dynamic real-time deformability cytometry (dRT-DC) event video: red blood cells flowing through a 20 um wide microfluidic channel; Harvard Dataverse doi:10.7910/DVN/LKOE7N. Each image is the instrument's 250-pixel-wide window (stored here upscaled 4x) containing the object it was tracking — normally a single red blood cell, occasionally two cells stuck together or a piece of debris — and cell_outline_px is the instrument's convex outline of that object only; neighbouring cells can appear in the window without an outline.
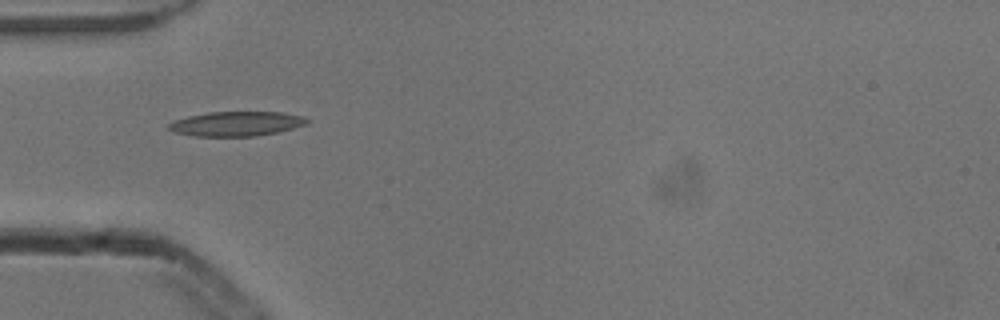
{"species": "common noctule bat (a hibernating species)", "species_latin": "Nyctalus noctula", "temperature_condition": "cold", "stored_images_in_passage": 7, "camera_frame_rate_fps": 3000, "um_per_image_px": 0.085, "animal": {"sex": "male", "body_mass_g": 13.3}, "frame": {"image": 1, "passage_image": 5, "time_ms": 1.333, "image_size_px": [1000, 320], "cell_outline_px": [[308, 124], [276, 132], [256, 136], [192, 136], [176, 132], [168, 128], [168, 124], [172, 120], [188, 116], [208, 112], [280, 112], [304, 116], [308, 120]], "centroid_in_image_um": [20.07, 10.51], "position_along_channel_um": 64.9, "area_um2": 19.77}}
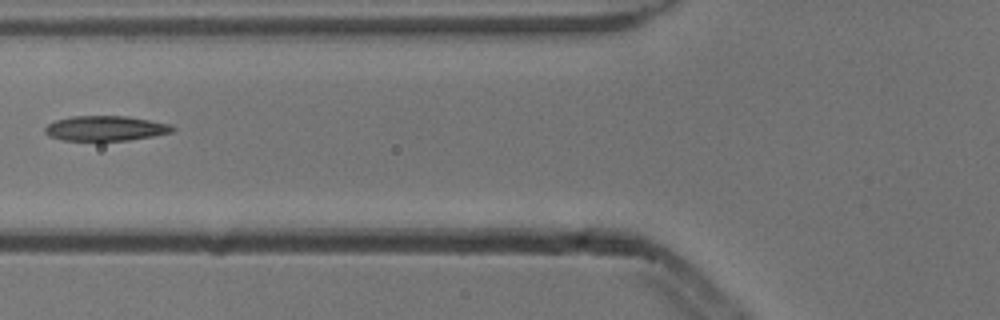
{"frame": {"image": 2, "passage_image": 6, "time_ms": 1.667, "image_size_px": [1000, 320], "cell_outline_px": [[176, 128], [172, 132], [152, 136], [128, 140], [64, 140], [52, 136], [44, 132], [44, 128], [48, 124], [56, 120], [72, 116], [128, 116], [172, 124]], "centroid_in_image_um": [9.01, 10.89], "position_along_channel_um": 116.8, "area_um2": 18.44}}
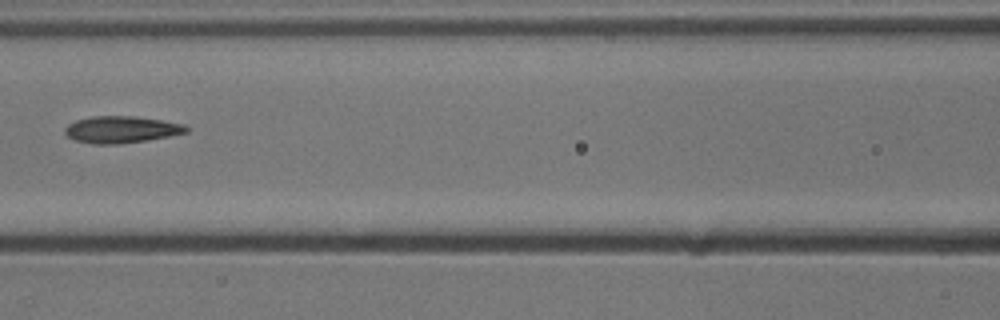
{"frame": {"image": 3, "passage_image": 7, "time_ms": 2.0, "image_size_px": [1000, 320], "cell_outline_px": [[188, 132], [148, 140], [116, 144], [92, 144], [76, 140], [68, 136], [64, 132], [64, 128], [68, 124], [76, 120], [92, 116], [136, 116], [184, 124], [188, 128]], "centroid_in_image_um": [10.29, 11.01], "position_along_channel_um": 156.3, "area_um2": 18.9}}